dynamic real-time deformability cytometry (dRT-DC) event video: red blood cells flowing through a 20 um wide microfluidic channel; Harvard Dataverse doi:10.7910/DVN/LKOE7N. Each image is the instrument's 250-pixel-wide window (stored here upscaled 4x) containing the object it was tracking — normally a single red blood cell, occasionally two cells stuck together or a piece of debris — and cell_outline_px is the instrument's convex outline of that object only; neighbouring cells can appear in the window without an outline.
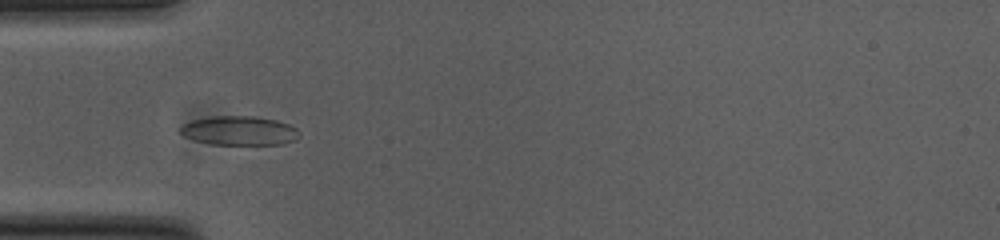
{"species": "common noctule bat (a hibernating species)", "species_latin": "Nyctalus noctula", "temperature_condition": "cold", "stored_images_in_passage": 53, "camera_frame_rate_fps": 3000, "um_per_image_px": 0.085, "animal": {"sex": "female", "body_mass_g": 23.0, "forearm_length_mm": 53.4}, "frame": {"image": 1, "passage_image": 16, "time_ms": 5.0, "image_size_px": [1000, 240], "cell_outline_px": [[300, 136], [296, 140], [284, 144], [212, 144], [196, 140], [184, 136], [180, 132], [180, 128], [184, 124], [192, 120], [212, 116], [256, 116], [276, 120], [288, 124], [296, 128], [300, 132]], "centroid_in_image_um": [20.38, 11.1], "position_along_channel_um": 64.6, "area_um2": 20.17}}
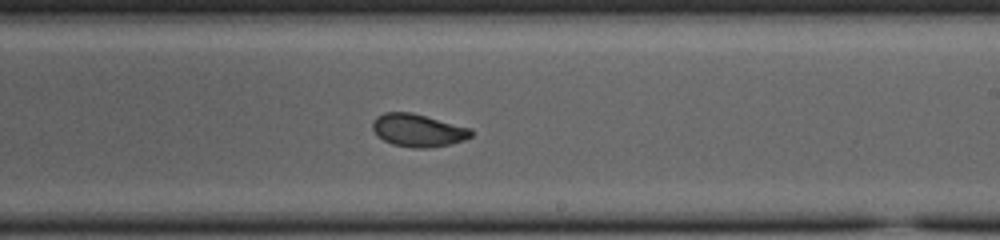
{"frame": {"image": 2, "passage_image": 31, "time_ms": 10.0, "image_size_px": [1000, 240], "cell_outline_px": [[472, 136], [464, 140], [448, 144], [428, 148], [412, 148], [392, 144], [376, 136], [372, 128], [372, 120], [376, 116], [384, 112], [412, 112], [472, 128]], "centroid_in_image_um": [35.5, 11.07], "position_along_channel_um": 253.5, "area_um2": 19.02}}
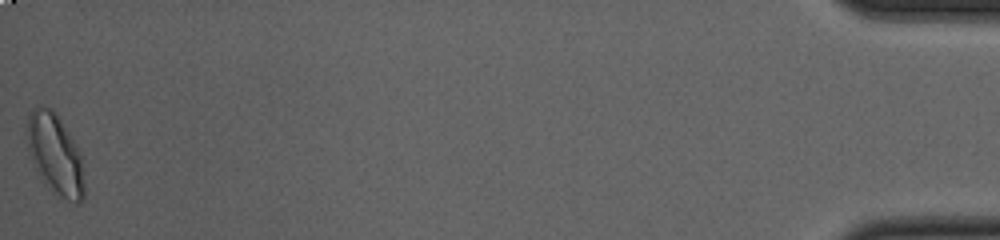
{"frame": {"image": 3, "passage_image": 53, "time_ms": 17.333, "image_size_px": [1000, 240], "cell_outline_px": [[84, 200], [80, 204], [76, 204], [56, 196], [48, 188], [36, 172], [28, 152], [28, 116], [40, 104], [52, 108], [56, 112], [80, 152], [84, 180]], "centroid_in_image_um": [4.7, 13.18], "position_along_channel_um": 430.5, "area_um2": 27.11}, "authors_computed_cell_mechanics": {"area_um2": 19.1896, "velocity_mm_per_s": 3.7818, "shape_relaxation_time_tau1_ms": 9.0457, "shape_relaxation_time_tau2_ms": 1.3906, "deformation_change_tau1": 0.1862, "deformation_change_tau2": 0.0522}}